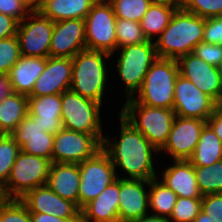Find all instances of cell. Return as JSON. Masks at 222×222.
Segmentation results:
<instances>
[{"mask_svg": "<svg viewBox=\"0 0 222 222\" xmlns=\"http://www.w3.org/2000/svg\"><path fill=\"white\" fill-rule=\"evenodd\" d=\"M202 42L222 45V17L205 18Z\"/></svg>", "mask_w": 222, "mask_h": 222, "instance_id": "obj_41", "label": "cell"}, {"mask_svg": "<svg viewBox=\"0 0 222 222\" xmlns=\"http://www.w3.org/2000/svg\"><path fill=\"white\" fill-rule=\"evenodd\" d=\"M149 182L119 178V222H131L148 214L149 192L145 187Z\"/></svg>", "mask_w": 222, "mask_h": 222, "instance_id": "obj_19", "label": "cell"}, {"mask_svg": "<svg viewBox=\"0 0 222 222\" xmlns=\"http://www.w3.org/2000/svg\"><path fill=\"white\" fill-rule=\"evenodd\" d=\"M0 13L15 18L18 22L23 21L31 11L22 0H0Z\"/></svg>", "mask_w": 222, "mask_h": 222, "instance_id": "obj_42", "label": "cell"}, {"mask_svg": "<svg viewBox=\"0 0 222 222\" xmlns=\"http://www.w3.org/2000/svg\"><path fill=\"white\" fill-rule=\"evenodd\" d=\"M202 198L178 197L169 222H193L201 211Z\"/></svg>", "mask_w": 222, "mask_h": 222, "instance_id": "obj_35", "label": "cell"}, {"mask_svg": "<svg viewBox=\"0 0 222 222\" xmlns=\"http://www.w3.org/2000/svg\"><path fill=\"white\" fill-rule=\"evenodd\" d=\"M61 104V94L28 96L27 115L38 123L44 132L56 134L64 128Z\"/></svg>", "mask_w": 222, "mask_h": 222, "instance_id": "obj_22", "label": "cell"}, {"mask_svg": "<svg viewBox=\"0 0 222 222\" xmlns=\"http://www.w3.org/2000/svg\"><path fill=\"white\" fill-rule=\"evenodd\" d=\"M131 222H169L167 218L160 217L157 215H144L139 219L133 220Z\"/></svg>", "mask_w": 222, "mask_h": 222, "instance_id": "obj_47", "label": "cell"}, {"mask_svg": "<svg viewBox=\"0 0 222 222\" xmlns=\"http://www.w3.org/2000/svg\"><path fill=\"white\" fill-rule=\"evenodd\" d=\"M7 134L0 132V141L6 136Z\"/></svg>", "mask_w": 222, "mask_h": 222, "instance_id": "obj_53", "label": "cell"}, {"mask_svg": "<svg viewBox=\"0 0 222 222\" xmlns=\"http://www.w3.org/2000/svg\"><path fill=\"white\" fill-rule=\"evenodd\" d=\"M179 72L197 88L222 104V81L217 66L204 62L192 53L181 56L178 60Z\"/></svg>", "mask_w": 222, "mask_h": 222, "instance_id": "obj_15", "label": "cell"}, {"mask_svg": "<svg viewBox=\"0 0 222 222\" xmlns=\"http://www.w3.org/2000/svg\"><path fill=\"white\" fill-rule=\"evenodd\" d=\"M205 125V120L176 116L168 140L160 151L168 153L173 160H188L198 144Z\"/></svg>", "mask_w": 222, "mask_h": 222, "instance_id": "obj_14", "label": "cell"}, {"mask_svg": "<svg viewBox=\"0 0 222 222\" xmlns=\"http://www.w3.org/2000/svg\"><path fill=\"white\" fill-rule=\"evenodd\" d=\"M204 23L205 18L178 8L154 42L158 58L178 60L192 53L193 48L202 42Z\"/></svg>", "mask_w": 222, "mask_h": 222, "instance_id": "obj_2", "label": "cell"}, {"mask_svg": "<svg viewBox=\"0 0 222 222\" xmlns=\"http://www.w3.org/2000/svg\"><path fill=\"white\" fill-rule=\"evenodd\" d=\"M98 0H44L39 12L54 22L85 19Z\"/></svg>", "mask_w": 222, "mask_h": 222, "instance_id": "obj_26", "label": "cell"}, {"mask_svg": "<svg viewBox=\"0 0 222 222\" xmlns=\"http://www.w3.org/2000/svg\"><path fill=\"white\" fill-rule=\"evenodd\" d=\"M158 177L149 182V208L152 209V214L169 219L177 202V194L167 187ZM155 212V213H154Z\"/></svg>", "mask_w": 222, "mask_h": 222, "instance_id": "obj_30", "label": "cell"}, {"mask_svg": "<svg viewBox=\"0 0 222 222\" xmlns=\"http://www.w3.org/2000/svg\"><path fill=\"white\" fill-rule=\"evenodd\" d=\"M174 165L162 173L161 182L172 189L178 197L202 198L195 176V168L188 160H173Z\"/></svg>", "mask_w": 222, "mask_h": 222, "instance_id": "obj_24", "label": "cell"}, {"mask_svg": "<svg viewBox=\"0 0 222 222\" xmlns=\"http://www.w3.org/2000/svg\"><path fill=\"white\" fill-rule=\"evenodd\" d=\"M117 49L147 42L140 22L116 18Z\"/></svg>", "mask_w": 222, "mask_h": 222, "instance_id": "obj_33", "label": "cell"}, {"mask_svg": "<svg viewBox=\"0 0 222 222\" xmlns=\"http://www.w3.org/2000/svg\"><path fill=\"white\" fill-rule=\"evenodd\" d=\"M182 8L202 18L222 17V0H184Z\"/></svg>", "mask_w": 222, "mask_h": 222, "instance_id": "obj_38", "label": "cell"}, {"mask_svg": "<svg viewBox=\"0 0 222 222\" xmlns=\"http://www.w3.org/2000/svg\"><path fill=\"white\" fill-rule=\"evenodd\" d=\"M72 69V58L47 57L46 67L37 78L28 96L61 94L70 90Z\"/></svg>", "mask_w": 222, "mask_h": 222, "instance_id": "obj_18", "label": "cell"}, {"mask_svg": "<svg viewBox=\"0 0 222 222\" xmlns=\"http://www.w3.org/2000/svg\"><path fill=\"white\" fill-rule=\"evenodd\" d=\"M201 210L215 222H222V193L203 195Z\"/></svg>", "mask_w": 222, "mask_h": 222, "instance_id": "obj_40", "label": "cell"}, {"mask_svg": "<svg viewBox=\"0 0 222 222\" xmlns=\"http://www.w3.org/2000/svg\"><path fill=\"white\" fill-rule=\"evenodd\" d=\"M193 222H215V221L201 210L200 213L195 217Z\"/></svg>", "mask_w": 222, "mask_h": 222, "instance_id": "obj_49", "label": "cell"}, {"mask_svg": "<svg viewBox=\"0 0 222 222\" xmlns=\"http://www.w3.org/2000/svg\"><path fill=\"white\" fill-rule=\"evenodd\" d=\"M153 2L168 3L178 8H182L184 0H152Z\"/></svg>", "mask_w": 222, "mask_h": 222, "instance_id": "obj_50", "label": "cell"}, {"mask_svg": "<svg viewBox=\"0 0 222 222\" xmlns=\"http://www.w3.org/2000/svg\"><path fill=\"white\" fill-rule=\"evenodd\" d=\"M18 21L6 14L0 13V40L17 34Z\"/></svg>", "mask_w": 222, "mask_h": 222, "instance_id": "obj_43", "label": "cell"}, {"mask_svg": "<svg viewBox=\"0 0 222 222\" xmlns=\"http://www.w3.org/2000/svg\"><path fill=\"white\" fill-rule=\"evenodd\" d=\"M0 222H32L27 206L20 199H5L0 204Z\"/></svg>", "mask_w": 222, "mask_h": 222, "instance_id": "obj_36", "label": "cell"}, {"mask_svg": "<svg viewBox=\"0 0 222 222\" xmlns=\"http://www.w3.org/2000/svg\"><path fill=\"white\" fill-rule=\"evenodd\" d=\"M11 136L23 152L52 161L54 134L44 132L43 128L28 115L19 123Z\"/></svg>", "mask_w": 222, "mask_h": 222, "instance_id": "obj_20", "label": "cell"}, {"mask_svg": "<svg viewBox=\"0 0 222 222\" xmlns=\"http://www.w3.org/2000/svg\"><path fill=\"white\" fill-rule=\"evenodd\" d=\"M120 116V138L112 141L105 137L102 149L108 154L114 168L121 167L128 177L121 179H142L150 181L157 177L154 170L153 153L159 152L149 140L136 130L123 116ZM153 152V153H152Z\"/></svg>", "mask_w": 222, "mask_h": 222, "instance_id": "obj_1", "label": "cell"}, {"mask_svg": "<svg viewBox=\"0 0 222 222\" xmlns=\"http://www.w3.org/2000/svg\"><path fill=\"white\" fill-rule=\"evenodd\" d=\"M80 222H119V178L81 208Z\"/></svg>", "mask_w": 222, "mask_h": 222, "instance_id": "obj_21", "label": "cell"}, {"mask_svg": "<svg viewBox=\"0 0 222 222\" xmlns=\"http://www.w3.org/2000/svg\"><path fill=\"white\" fill-rule=\"evenodd\" d=\"M101 149L94 135L63 128L54 134L52 162L79 164Z\"/></svg>", "mask_w": 222, "mask_h": 222, "instance_id": "obj_12", "label": "cell"}, {"mask_svg": "<svg viewBox=\"0 0 222 222\" xmlns=\"http://www.w3.org/2000/svg\"><path fill=\"white\" fill-rule=\"evenodd\" d=\"M194 168L202 196L222 193V160L210 166H194Z\"/></svg>", "mask_w": 222, "mask_h": 222, "instance_id": "obj_31", "label": "cell"}, {"mask_svg": "<svg viewBox=\"0 0 222 222\" xmlns=\"http://www.w3.org/2000/svg\"><path fill=\"white\" fill-rule=\"evenodd\" d=\"M11 92L7 75L0 74V101Z\"/></svg>", "mask_w": 222, "mask_h": 222, "instance_id": "obj_46", "label": "cell"}, {"mask_svg": "<svg viewBox=\"0 0 222 222\" xmlns=\"http://www.w3.org/2000/svg\"><path fill=\"white\" fill-rule=\"evenodd\" d=\"M179 74L177 60L158 58L148 69L141 89L133 98L150 107L173 109L174 87Z\"/></svg>", "mask_w": 222, "mask_h": 222, "instance_id": "obj_5", "label": "cell"}, {"mask_svg": "<svg viewBox=\"0 0 222 222\" xmlns=\"http://www.w3.org/2000/svg\"><path fill=\"white\" fill-rule=\"evenodd\" d=\"M20 151L21 147L11 135L7 134L0 141V185L2 187L6 184Z\"/></svg>", "mask_w": 222, "mask_h": 222, "instance_id": "obj_34", "label": "cell"}, {"mask_svg": "<svg viewBox=\"0 0 222 222\" xmlns=\"http://www.w3.org/2000/svg\"><path fill=\"white\" fill-rule=\"evenodd\" d=\"M219 106L214 99L197 88L190 80L178 75L173 103L176 116L207 121Z\"/></svg>", "mask_w": 222, "mask_h": 222, "instance_id": "obj_13", "label": "cell"}, {"mask_svg": "<svg viewBox=\"0 0 222 222\" xmlns=\"http://www.w3.org/2000/svg\"><path fill=\"white\" fill-rule=\"evenodd\" d=\"M28 114V96L10 92L0 101V132L11 135Z\"/></svg>", "mask_w": 222, "mask_h": 222, "instance_id": "obj_27", "label": "cell"}, {"mask_svg": "<svg viewBox=\"0 0 222 222\" xmlns=\"http://www.w3.org/2000/svg\"><path fill=\"white\" fill-rule=\"evenodd\" d=\"M116 18L140 22L152 0H108Z\"/></svg>", "mask_w": 222, "mask_h": 222, "instance_id": "obj_32", "label": "cell"}, {"mask_svg": "<svg viewBox=\"0 0 222 222\" xmlns=\"http://www.w3.org/2000/svg\"><path fill=\"white\" fill-rule=\"evenodd\" d=\"M32 222H80V219H62L51 214L30 212Z\"/></svg>", "mask_w": 222, "mask_h": 222, "instance_id": "obj_45", "label": "cell"}, {"mask_svg": "<svg viewBox=\"0 0 222 222\" xmlns=\"http://www.w3.org/2000/svg\"><path fill=\"white\" fill-rule=\"evenodd\" d=\"M79 168V208L81 209L114 182L117 174L108 154L103 149L79 163Z\"/></svg>", "mask_w": 222, "mask_h": 222, "instance_id": "obj_10", "label": "cell"}, {"mask_svg": "<svg viewBox=\"0 0 222 222\" xmlns=\"http://www.w3.org/2000/svg\"><path fill=\"white\" fill-rule=\"evenodd\" d=\"M5 199H6V198H5V196H4L2 186L0 185V204H1Z\"/></svg>", "mask_w": 222, "mask_h": 222, "instance_id": "obj_51", "label": "cell"}, {"mask_svg": "<svg viewBox=\"0 0 222 222\" xmlns=\"http://www.w3.org/2000/svg\"><path fill=\"white\" fill-rule=\"evenodd\" d=\"M206 124L222 141V106L220 105L206 121Z\"/></svg>", "mask_w": 222, "mask_h": 222, "instance_id": "obj_44", "label": "cell"}, {"mask_svg": "<svg viewBox=\"0 0 222 222\" xmlns=\"http://www.w3.org/2000/svg\"><path fill=\"white\" fill-rule=\"evenodd\" d=\"M178 7L168 4L153 2L140 21L143 33L147 40L154 41L152 38L160 34L170 23V20Z\"/></svg>", "mask_w": 222, "mask_h": 222, "instance_id": "obj_29", "label": "cell"}, {"mask_svg": "<svg viewBox=\"0 0 222 222\" xmlns=\"http://www.w3.org/2000/svg\"><path fill=\"white\" fill-rule=\"evenodd\" d=\"M86 50L85 19H67L54 23L50 57L73 58Z\"/></svg>", "mask_w": 222, "mask_h": 222, "instance_id": "obj_16", "label": "cell"}, {"mask_svg": "<svg viewBox=\"0 0 222 222\" xmlns=\"http://www.w3.org/2000/svg\"><path fill=\"white\" fill-rule=\"evenodd\" d=\"M46 59L21 55L19 61L7 74L11 92L28 96L32 92L37 78L46 67Z\"/></svg>", "mask_w": 222, "mask_h": 222, "instance_id": "obj_25", "label": "cell"}, {"mask_svg": "<svg viewBox=\"0 0 222 222\" xmlns=\"http://www.w3.org/2000/svg\"><path fill=\"white\" fill-rule=\"evenodd\" d=\"M61 119L68 130L94 135L101 143L102 134L100 109L102 104L67 90L61 93Z\"/></svg>", "mask_w": 222, "mask_h": 222, "instance_id": "obj_8", "label": "cell"}, {"mask_svg": "<svg viewBox=\"0 0 222 222\" xmlns=\"http://www.w3.org/2000/svg\"><path fill=\"white\" fill-rule=\"evenodd\" d=\"M46 185L60 197L79 207V164L52 162Z\"/></svg>", "mask_w": 222, "mask_h": 222, "instance_id": "obj_23", "label": "cell"}, {"mask_svg": "<svg viewBox=\"0 0 222 222\" xmlns=\"http://www.w3.org/2000/svg\"><path fill=\"white\" fill-rule=\"evenodd\" d=\"M52 161L22 150L15 160L9 178L2 187L6 199H20L28 191L47 183Z\"/></svg>", "mask_w": 222, "mask_h": 222, "instance_id": "obj_6", "label": "cell"}, {"mask_svg": "<svg viewBox=\"0 0 222 222\" xmlns=\"http://www.w3.org/2000/svg\"><path fill=\"white\" fill-rule=\"evenodd\" d=\"M121 49L117 59V72L124 82L126 99L132 98L141 89L151 65L158 59L154 41L128 45Z\"/></svg>", "mask_w": 222, "mask_h": 222, "instance_id": "obj_7", "label": "cell"}, {"mask_svg": "<svg viewBox=\"0 0 222 222\" xmlns=\"http://www.w3.org/2000/svg\"><path fill=\"white\" fill-rule=\"evenodd\" d=\"M54 21L39 11L31 12L18 23L17 38L20 53L27 57H50L51 38Z\"/></svg>", "mask_w": 222, "mask_h": 222, "instance_id": "obj_11", "label": "cell"}, {"mask_svg": "<svg viewBox=\"0 0 222 222\" xmlns=\"http://www.w3.org/2000/svg\"><path fill=\"white\" fill-rule=\"evenodd\" d=\"M21 56L17 36L0 40V74L7 75Z\"/></svg>", "mask_w": 222, "mask_h": 222, "instance_id": "obj_37", "label": "cell"}, {"mask_svg": "<svg viewBox=\"0 0 222 222\" xmlns=\"http://www.w3.org/2000/svg\"><path fill=\"white\" fill-rule=\"evenodd\" d=\"M217 70L219 72V75H220V78H221V81H222V62L217 66Z\"/></svg>", "mask_w": 222, "mask_h": 222, "instance_id": "obj_52", "label": "cell"}, {"mask_svg": "<svg viewBox=\"0 0 222 222\" xmlns=\"http://www.w3.org/2000/svg\"><path fill=\"white\" fill-rule=\"evenodd\" d=\"M109 57L108 53L87 49L76 54L72 58L70 90L101 104L107 83L105 59Z\"/></svg>", "mask_w": 222, "mask_h": 222, "instance_id": "obj_3", "label": "cell"}, {"mask_svg": "<svg viewBox=\"0 0 222 222\" xmlns=\"http://www.w3.org/2000/svg\"><path fill=\"white\" fill-rule=\"evenodd\" d=\"M192 54L206 63L218 66L222 62V45L201 42L193 48Z\"/></svg>", "mask_w": 222, "mask_h": 222, "instance_id": "obj_39", "label": "cell"}, {"mask_svg": "<svg viewBox=\"0 0 222 222\" xmlns=\"http://www.w3.org/2000/svg\"><path fill=\"white\" fill-rule=\"evenodd\" d=\"M20 200L27 206L29 212L51 214L62 219H80V208L66 200L47 185L28 191Z\"/></svg>", "mask_w": 222, "mask_h": 222, "instance_id": "obj_17", "label": "cell"}, {"mask_svg": "<svg viewBox=\"0 0 222 222\" xmlns=\"http://www.w3.org/2000/svg\"><path fill=\"white\" fill-rule=\"evenodd\" d=\"M222 160V141L206 124L188 161L193 166H210Z\"/></svg>", "mask_w": 222, "mask_h": 222, "instance_id": "obj_28", "label": "cell"}, {"mask_svg": "<svg viewBox=\"0 0 222 222\" xmlns=\"http://www.w3.org/2000/svg\"><path fill=\"white\" fill-rule=\"evenodd\" d=\"M22 2L31 12H34L41 9L44 0H22Z\"/></svg>", "mask_w": 222, "mask_h": 222, "instance_id": "obj_48", "label": "cell"}, {"mask_svg": "<svg viewBox=\"0 0 222 222\" xmlns=\"http://www.w3.org/2000/svg\"><path fill=\"white\" fill-rule=\"evenodd\" d=\"M86 49L112 55L117 50L116 16L108 0H98L85 17Z\"/></svg>", "mask_w": 222, "mask_h": 222, "instance_id": "obj_9", "label": "cell"}, {"mask_svg": "<svg viewBox=\"0 0 222 222\" xmlns=\"http://www.w3.org/2000/svg\"><path fill=\"white\" fill-rule=\"evenodd\" d=\"M120 115L159 151L166 144L176 117L173 109L150 107L138 103L133 97L127 99Z\"/></svg>", "mask_w": 222, "mask_h": 222, "instance_id": "obj_4", "label": "cell"}]
</instances>
